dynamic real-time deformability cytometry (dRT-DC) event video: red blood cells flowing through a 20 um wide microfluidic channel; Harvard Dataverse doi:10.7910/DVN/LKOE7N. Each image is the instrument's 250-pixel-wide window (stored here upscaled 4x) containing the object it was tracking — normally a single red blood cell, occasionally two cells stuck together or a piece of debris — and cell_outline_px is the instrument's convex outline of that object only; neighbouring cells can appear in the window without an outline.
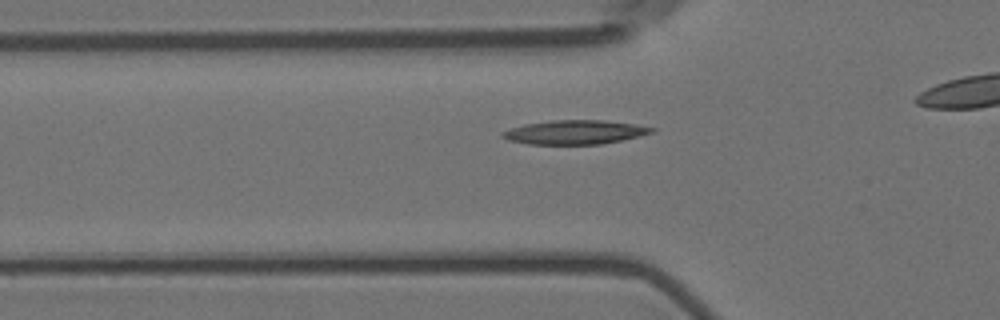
{"species": "Egyptian fruit bat (a non-hibernating species)", "species_latin": "Rousettus aegyptiacus", "temperature_condition": "room temperature", "stored_images_in_passage": 39, "camera_frame_rate_fps": 3000, "um_per_image_px": 0.085, "animal": {"sex": "female"}, "frame": {"image": 1, "passage_image": 12, "time_ms": 3.667, "image_size_px": [1000, 320], "cell_outline_px": [[656, 132], [620, 140], [600, 144], [528, 144], [508, 140], [500, 136], [500, 132], [524, 124], [552, 120], [604, 120], [636, 124], [656, 128]], "centroid_in_image_um": [48.86, 11.23], "position_along_channel_um": 76.9, "area_um2": 20.92}}
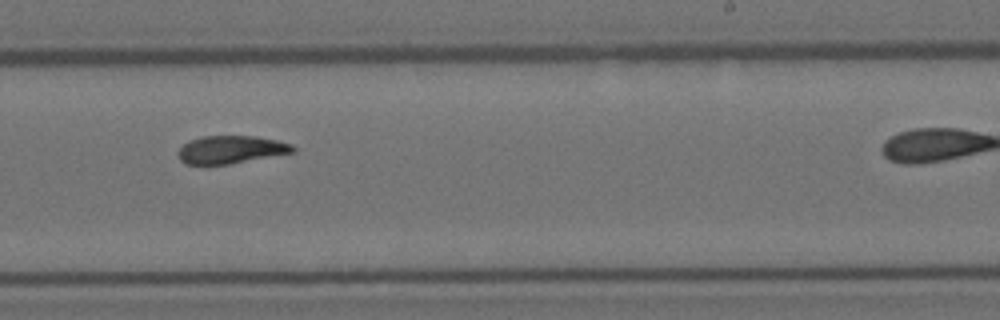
{"frame": {"image": 2, "passage_image": 28, "time_ms": 9.0, "image_size_px": [1000, 320], "cell_outline_px": [[296, 152], [228, 164], [184, 164], [180, 160], [176, 152], [184, 144], [192, 140], [204, 136], [256, 136], [276, 140], [292, 144], [296, 148]], "centroid_in_image_um": [19.64, 12.72], "position_along_channel_um": 269.4, "area_um2": 18.55}}
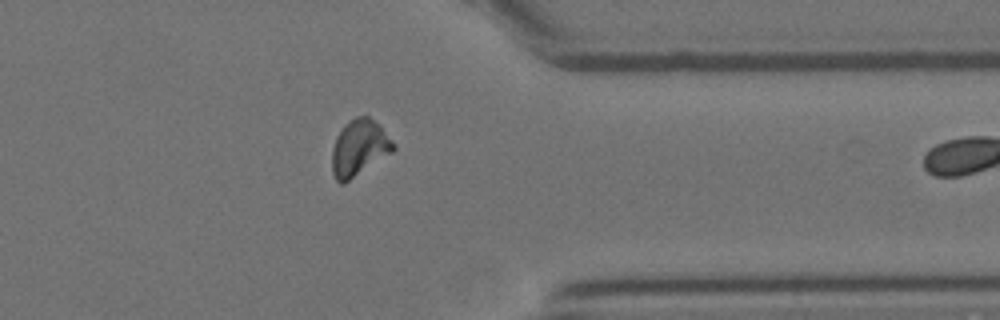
{"frame": {"image": 3, "passage_image": 38, "time_ms": 12.333, "image_size_px": [1000, 320], "cell_outline_px": [[396, 148], [392, 152], [344, 184], [340, 184], [336, 180], [332, 172], [332, 148], [336, 136], [344, 124], [348, 120], [356, 116], [368, 116], [396, 144]], "centroid_in_image_um": [30.49, 12.58], "position_along_channel_um": 380.9, "area_um2": 19.94}}